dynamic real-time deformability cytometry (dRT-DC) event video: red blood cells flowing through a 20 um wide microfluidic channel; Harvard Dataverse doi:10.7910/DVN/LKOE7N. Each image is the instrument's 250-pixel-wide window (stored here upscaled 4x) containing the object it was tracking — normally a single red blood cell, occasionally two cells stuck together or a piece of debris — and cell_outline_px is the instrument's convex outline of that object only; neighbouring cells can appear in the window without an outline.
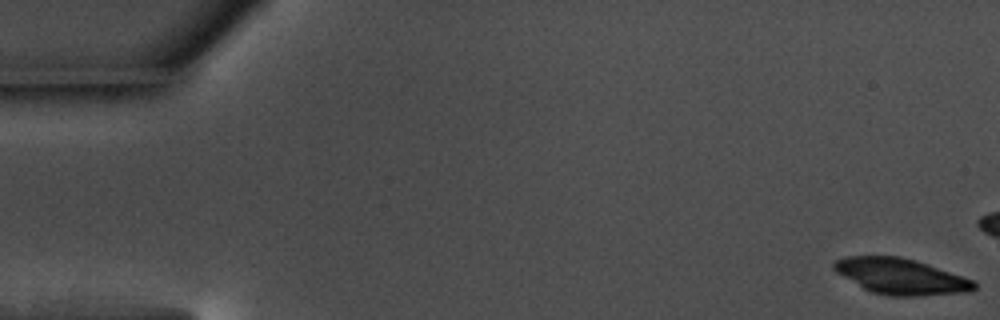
{"species": "common noctule bat (a hibernating species)", "species_latin": "Nyctalus noctula", "temperature_condition": "warm", "stored_images_in_passage": 18, "camera_frame_rate_fps": 3000, "um_per_image_px": 0.085, "animal": {"sex": "male", "body_mass_g": 17.5, "forearm_length_mm": 52.3}, "frame": {"image": 1, "passage_image": 1, "time_ms": 0.0, "image_size_px": [1000, 320], "cell_outline_px": [[976, 288], [972, 292], [916, 296], [888, 296], [872, 292], [864, 288], [836, 272], [832, 268], [832, 264], [836, 260], [848, 256], [900, 256], [916, 260], [928, 264], [972, 280], [976, 284]], "centroid_in_image_um": [76.57, 23.5], "position_along_channel_um": 8.4, "area_um2": 29.13}}